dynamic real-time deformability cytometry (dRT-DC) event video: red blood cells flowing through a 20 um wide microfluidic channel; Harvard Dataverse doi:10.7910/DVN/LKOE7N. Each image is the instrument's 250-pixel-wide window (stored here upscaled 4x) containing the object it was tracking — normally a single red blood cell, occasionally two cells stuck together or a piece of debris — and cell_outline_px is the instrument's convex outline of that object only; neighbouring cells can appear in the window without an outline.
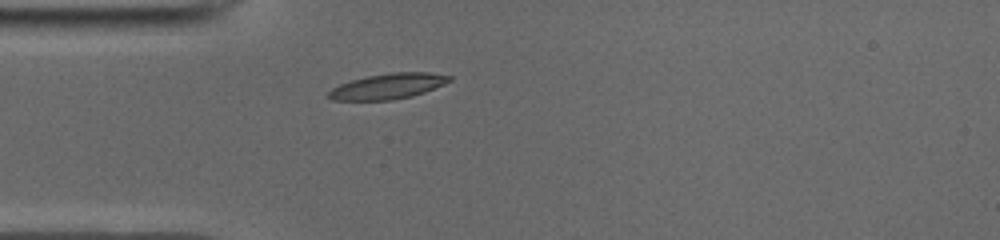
{"species": "common noctule bat (a hibernating species)", "species_latin": "Nyctalus noctula", "temperature_condition": "cold", "stored_images_in_passage": 38, "camera_frame_rate_fps": 3000, "um_per_image_px": 0.085, "animal": {"sex": "male", "body_mass_g": 19.0, "forearm_length_mm": 50.8}, "frame": {"image": 1, "passage_image": 1, "time_ms": 0.0, "image_size_px": [1000, 240], "cell_outline_px": [[452, 80], [444, 84], [424, 92], [412, 96], [392, 100], [332, 100], [328, 96], [328, 92], [332, 88], [340, 84], [352, 80], [368, 76], [392, 72], [428, 72], [452, 76]], "centroid_in_image_um": [32.99, 7.33], "position_along_channel_um": 52.0, "area_um2": 17.86}}
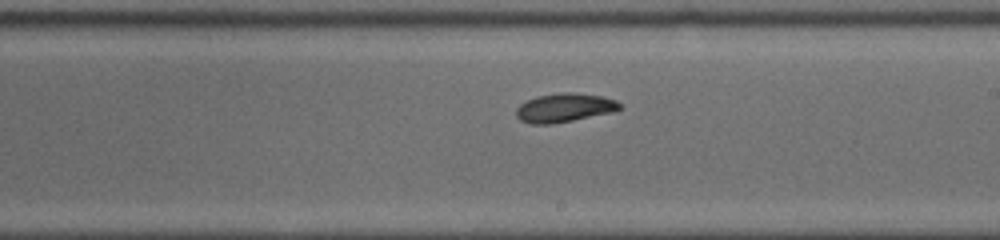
{"frame": {"image": 2, "passage_image": 16, "time_ms": 5.0, "image_size_px": [1000, 240], "cell_outline_px": [[624, 108], [608, 112], [572, 120], [552, 124], [532, 124], [520, 120], [516, 116], [516, 108], [520, 104], [536, 96], [564, 92], [572, 92], [600, 96], [616, 100]], "centroid_in_image_um": [47.93, 9.15], "position_along_channel_um": 241.1, "area_um2": 17.11}}
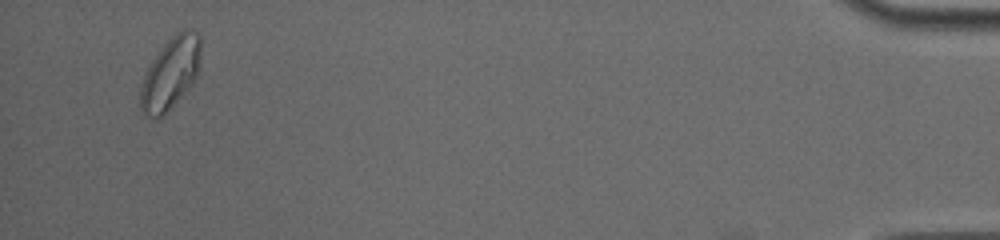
{"frame": {"image": 3, "passage_image": 36, "time_ms": 11.667, "image_size_px": [1000, 240], "cell_outline_px": [[200, 68], [196, 76], [188, 88], [164, 116], [148, 116], [140, 108], [140, 88], [148, 64], [156, 52], [176, 32], [184, 28], [188, 28], [196, 32], [200, 36]], "centroid_in_image_um": [14.49, 6.18], "position_along_channel_um": 420.7, "area_um2": 25.32}, "authors_computed_cell_mechanics": {"area_um2": 17.5423, "velocity_mm_per_s": 3.9165, "shape_relaxation_time_tau1_ms": 2.9508, "shape_relaxation_time_tau2_ms": null, "deformation_change_tau1": 0.1475, "deformation_change_tau2": null}}